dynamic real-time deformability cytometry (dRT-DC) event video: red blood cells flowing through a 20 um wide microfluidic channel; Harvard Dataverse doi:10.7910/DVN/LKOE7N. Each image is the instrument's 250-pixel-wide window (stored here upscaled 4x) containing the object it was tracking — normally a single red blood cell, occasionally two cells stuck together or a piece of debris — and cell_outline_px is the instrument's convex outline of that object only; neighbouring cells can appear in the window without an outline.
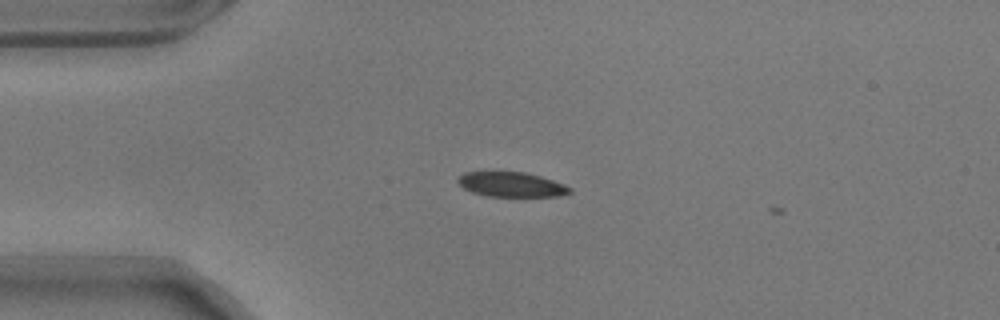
{"species": "common noctule bat (a hibernating species)", "species_latin": "Nyctalus noctula", "temperature_condition": "warm", "stored_images_in_passage": 3, "camera_frame_rate_fps": 3000, "um_per_image_px": 0.085, "animal": {"sex": "male", "body_mass_g": 17.9}, "frame": {"image": 1, "passage_image": 2, "time_ms": 0.333, "image_size_px": [1000, 320], "cell_outline_px": [[572, 192], [556, 196], [488, 196], [472, 192], [464, 188], [456, 180], [464, 172], [524, 172], [540, 176], [564, 184], [572, 188]], "centroid_in_image_um": [43.47, 15.68], "position_along_channel_um": 41.5, "area_um2": 15.95}}